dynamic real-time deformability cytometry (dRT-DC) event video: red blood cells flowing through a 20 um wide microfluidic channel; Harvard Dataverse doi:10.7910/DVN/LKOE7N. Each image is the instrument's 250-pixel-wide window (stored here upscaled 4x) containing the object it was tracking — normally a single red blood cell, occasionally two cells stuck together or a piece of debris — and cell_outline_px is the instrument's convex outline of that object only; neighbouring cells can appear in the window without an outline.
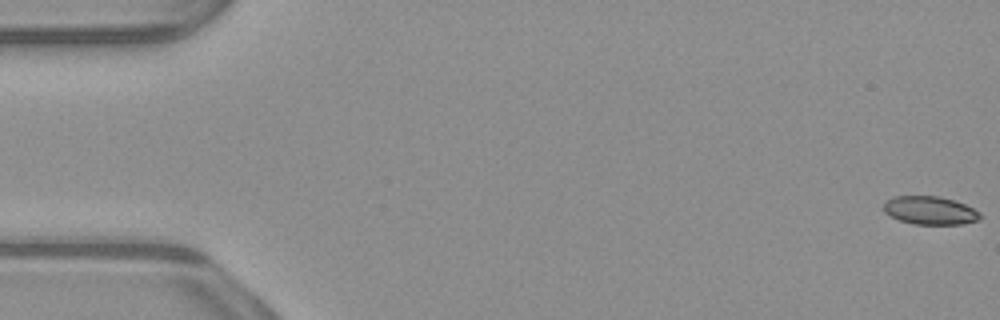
{"species": "common noctule bat (a hibernating species)", "species_latin": "Nyctalus noctula", "temperature_condition": "warm", "stored_images_in_passage": 54, "camera_frame_rate_fps": 3000, "um_per_image_px": 0.085, "animal": {"sex": "male", "body_mass_g": 23.1, "forearm_length_mm": 52.7}, "frame": {"image": 1, "passage_image": 1, "time_ms": 0.0, "image_size_px": [1000, 320], "cell_outline_px": [[984, 216], [980, 220], [964, 224], [912, 224], [888, 216], [884, 212], [884, 200], [892, 196], [940, 196], [964, 204], [980, 212]], "centroid_in_image_um": [79.04, 17.89], "position_along_channel_um": 6.0, "area_um2": 16.13}}
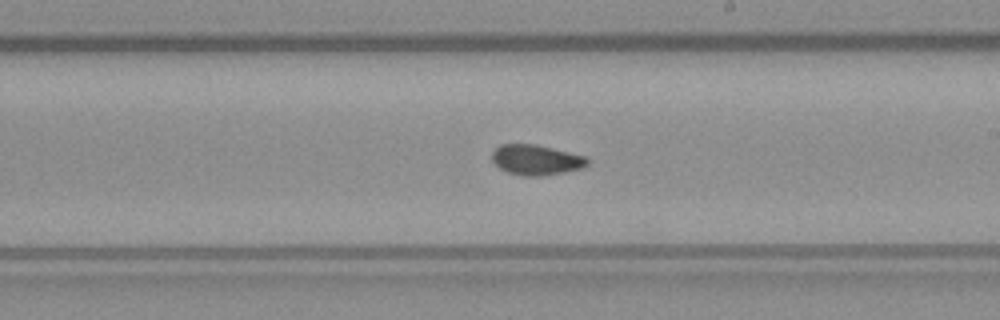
{"frame": {"image": 2, "passage_image": 31, "time_ms": 10.0, "image_size_px": [1000, 320], "cell_outline_px": [[588, 164], [584, 168], [544, 176], [524, 176], [508, 172], [500, 168], [492, 160], [492, 152], [500, 144], [536, 144], [588, 156]], "centroid_in_image_um": [45.61, 13.58], "position_along_channel_um": 243.4, "area_um2": 16.99}}
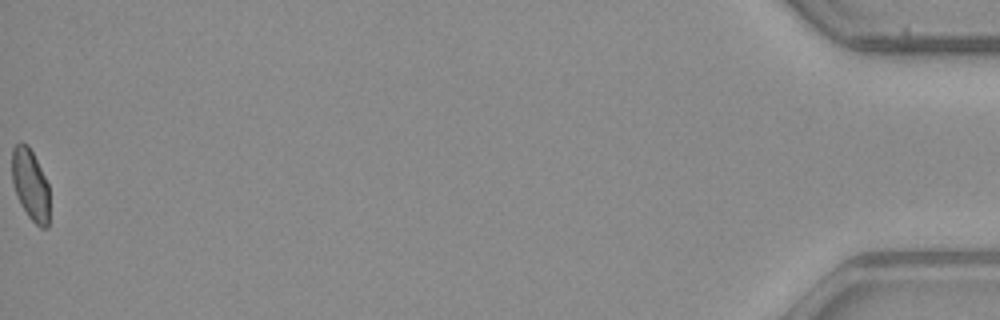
{"frame": {"image": 3, "passage_image": 54, "time_ms": 17.667, "image_size_px": [1000, 320], "cell_outline_px": [[48, 228], [40, 228], [28, 216], [20, 204], [12, 184], [12, 148], [20, 140], [28, 144], [48, 184]], "centroid_in_image_um": [2.55, 15.68], "position_along_channel_um": 432.6, "area_um2": 15.55}, "authors_computed_cell_mechanics": {"area_um2": 16.5019, "velocity_mm_per_s": 3.9117, "shape_relaxation_time_tau1_ms": null, "shape_relaxation_time_tau2_ms": 2.3299, "deformation_change_tau1": null, "deformation_change_tau2": 0.0611}}